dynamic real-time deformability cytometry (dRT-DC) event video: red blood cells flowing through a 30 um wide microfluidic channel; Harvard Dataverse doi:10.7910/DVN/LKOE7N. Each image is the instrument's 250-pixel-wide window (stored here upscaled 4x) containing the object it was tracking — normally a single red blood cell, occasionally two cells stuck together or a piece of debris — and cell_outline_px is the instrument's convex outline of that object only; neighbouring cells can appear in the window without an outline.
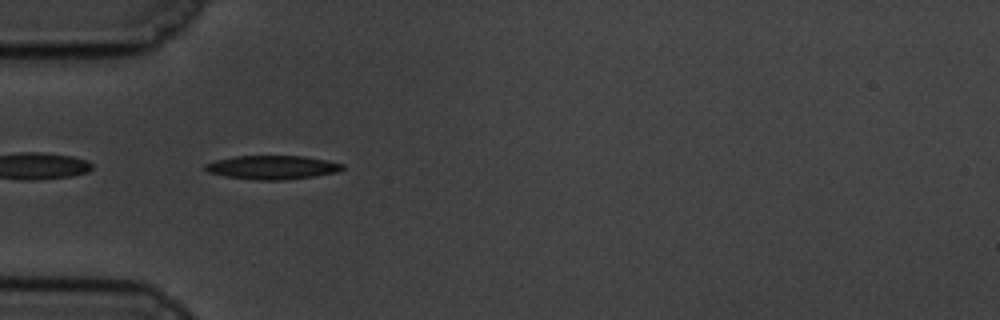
{"species": "common noctule bat (a hibernating species)", "species_latin": "Nyctalus noctula", "temperature_condition": "cold", "stored_images_in_passage": 27, "camera_frame_rate_fps": 3000, "um_per_image_px": 0.085, "animal": {"sex": "male", "body_mass_g": 19.5, "forearm_length_mm": 54.6}, "frame": {"image": 1, "passage_image": 2, "time_ms": 0.333, "image_size_px": [1000, 320], "cell_outline_px": [[344, 168], [340, 172], [316, 176], [284, 180], [256, 180], [224, 176], [208, 172], [204, 168], [204, 164], [216, 160], [236, 156], [304, 156], [344, 164]], "centroid_in_image_um": [23.16, 14.23], "position_along_channel_um": 61.8, "area_um2": 19.07}}
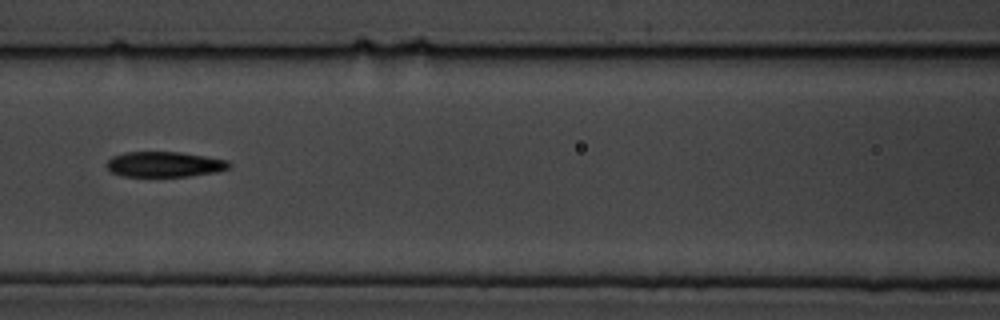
{"frame": {"image": 2, "passage_image": 10, "time_ms": 3.0, "image_size_px": [1000, 320], "cell_outline_px": [[232, 164], [228, 168], [216, 172], [188, 176], [124, 176], [112, 172], [104, 164], [112, 156], [124, 152], [180, 152], [228, 160]], "centroid_in_image_um": [13.96, 13.96], "position_along_channel_um": 152.6, "area_um2": 18.03}}
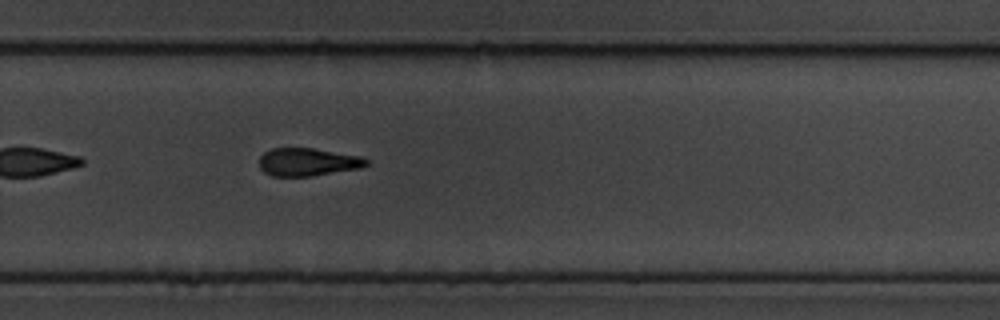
{"frame": {"image": 3, "passage_image": 23, "time_ms": 7.333, "image_size_px": [1000, 320], "cell_outline_px": [[368, 164], [360, 168], [312, 176], [272, 176], [264, 172], [260, 168], [260, 156], [264, 152], [272, 148], [312, 148], [360, 156], [368, 160]], "centroid_in_image_um": [26.14, 13.77], "position_along_channel_um": 303.7, "area_um2": 17.34}}